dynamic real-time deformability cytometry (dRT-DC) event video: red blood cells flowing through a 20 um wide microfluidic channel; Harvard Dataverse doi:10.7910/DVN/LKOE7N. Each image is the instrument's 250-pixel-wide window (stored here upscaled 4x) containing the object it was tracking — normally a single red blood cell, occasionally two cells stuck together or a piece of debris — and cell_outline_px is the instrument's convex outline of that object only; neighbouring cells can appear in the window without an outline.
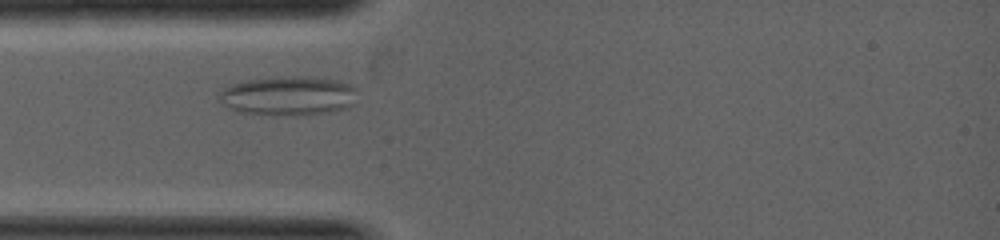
{"species": "common noctule bat (a hibernating species)", "species_latin": "Nyctalus noctula", "temperature_condition": "warm", "stored_images_in_passage": 3, "camera_frame_rate_fps": 5000, "um_per_image_px": 0.085, "animal": {"sex": "female", "body_mass_g": 19.0, "forearm_length_mm": 53.3}, "frame": {"image": 1, "passage_image": 2, "time_ms": 0.8, "image_size_px": [1000, 240], "cell_outline_px": [[356, 104], [348, 108], [332, 112], [304, 116], [288, 116], [240, 112], [228, 108], [220, 104], [220, 92], [224, 88], [232, 84], [248, 80], [276, 76], [300, 76], [336, 80], [348, 84], [356, 88]], "centroid_in_image_um": [24.54, 8.17], "position_along_channel_um": 60.5, "area_um2": 32.14}}
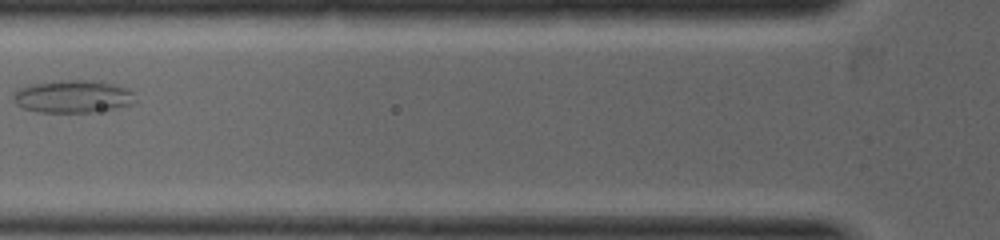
{"frame": {"image": 2, "passage_image": 3, "time_ms": 1.6, "image_size_px": [1000, 240], "cell_outline_px": [[136, 104], [116, 108], [92, 112], [36, 112], [20, 108], [12, 100], [12, 92], [16, 88], [28, 84], [60, 80], [96, 80], [128, 88], [132, 92], [136, 100]], "centroid_in_image_um": [6.14, 8.2], "position_along_channel_um": 119.7, "area_um2": 23.81}}